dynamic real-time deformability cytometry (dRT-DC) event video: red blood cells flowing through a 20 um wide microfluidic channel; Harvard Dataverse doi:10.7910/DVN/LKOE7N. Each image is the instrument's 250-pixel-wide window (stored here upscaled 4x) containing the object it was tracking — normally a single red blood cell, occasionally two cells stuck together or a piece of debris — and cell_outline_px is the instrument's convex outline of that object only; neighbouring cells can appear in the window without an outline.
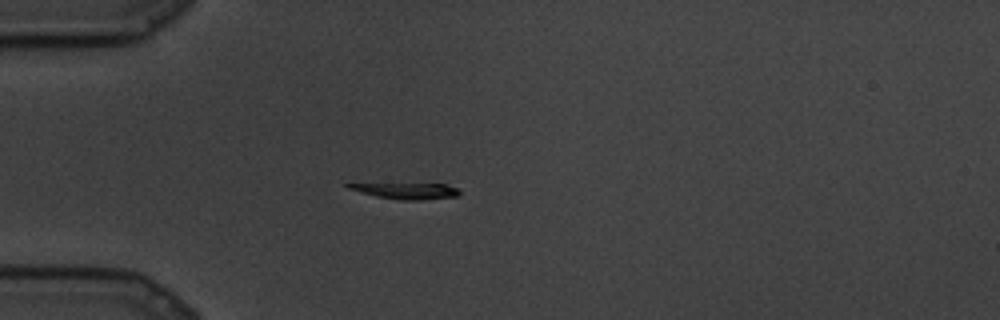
{"species": "common noctule bat (a hibernating species)", "species_latin": "Nyctalus noctula", "temperature_condition": "cold", "stored_images_in_passage": 20, "camera_frame_rate_fps": 3000, "um_per_image_px": 0.085, "animal": {"sex": "male", "body_mass_g": 19.5, "forearm_length_mm": 54.6}, "frame": {"image": 1, "passage_image": 20, "time_ms": 6.333, "image_size_px": [1000, 320], "cell_outline_px": [[460, 196], [420, 200], [400, 200], [376, 196], [348, 188], [344, 184], [444, 184], [460, 188]], "centroid_in_image_um": [34.66, 16.23], "position_along_channel_um": 50.3, "area_um2": 10.23}}